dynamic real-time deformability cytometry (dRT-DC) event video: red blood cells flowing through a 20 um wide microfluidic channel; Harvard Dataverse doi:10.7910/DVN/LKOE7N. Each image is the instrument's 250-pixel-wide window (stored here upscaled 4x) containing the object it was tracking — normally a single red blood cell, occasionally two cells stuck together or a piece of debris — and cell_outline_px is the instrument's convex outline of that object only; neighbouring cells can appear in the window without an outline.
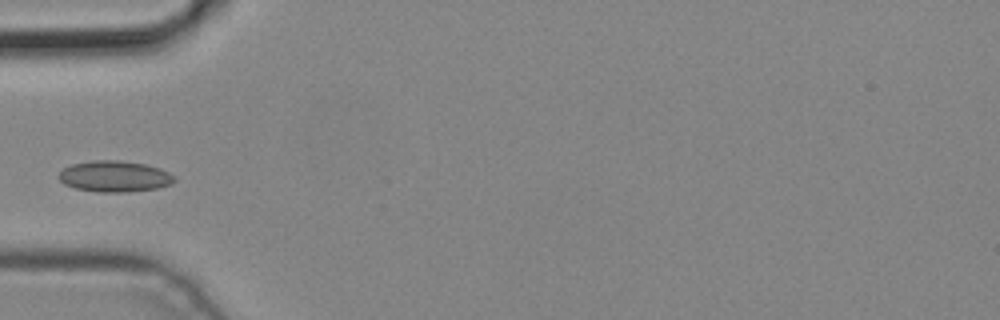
{"species": "common noctule bat (a hibernating species)", "species_latin": "Nyctalus noctula", "temperature_condition": "cold", "stored_images_in_passage": 4, "camera_frame_rate_fps": 3000, "um_per_image_px": 0.085, "animal": {"sex": "male", "body_mass_g": 19.2, "forearm_length_mm": 51.8}, "frame": {"image": 1, "passage_image": 4, "time_ms": 1.0, "image_size_px": [1000, 320], "cell_outline_px": [[176, 180], [172, 184], [156, 188], [124, 192], [100, 192], [76, 188], [64, 184], [56, 176], [64, 168], [72, 164], [92, 160], [120, 160], [148, 164], [160, 168], [176, 176]], "centroid_in_image_um": [9.76, 14.98], "position_along_channel_um": 75.2, "area_um2": 21.1}}